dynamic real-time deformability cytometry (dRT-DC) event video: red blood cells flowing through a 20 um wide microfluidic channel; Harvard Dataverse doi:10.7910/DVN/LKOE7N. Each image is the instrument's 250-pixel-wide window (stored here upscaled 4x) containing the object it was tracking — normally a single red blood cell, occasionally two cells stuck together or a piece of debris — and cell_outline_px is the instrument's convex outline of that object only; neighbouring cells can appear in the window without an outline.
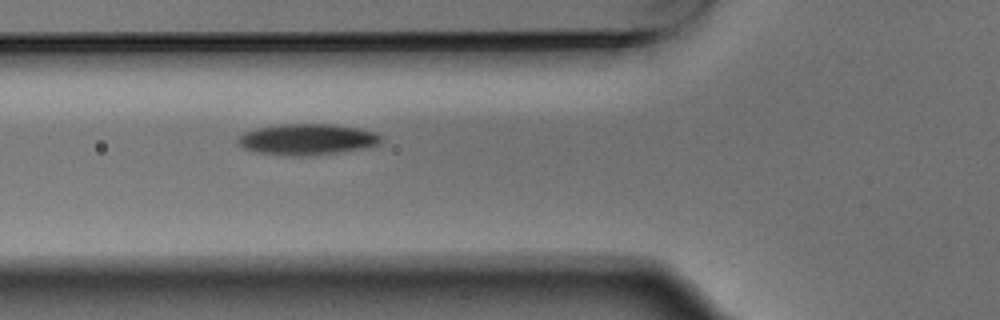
{"species": "Egyptian fruit bat (a non-hibernating species)", "species_latin": "Rousettus aegyptiacus", "temperature_condition": "warm", "stored_images_in_passage": 4, "camera_frame_rate_fps": 3000, "um_per_image_px": 0.085, "animal": {"sex": "male"}, "frame": {"image": 1, "passage_image": 4, "time_ms": 1.0, "image_size_px": [1000, 320], "cell_outline_px": [[384, 140], [380, 144], [372, 148], [316, 156], [288, 156], [252, 152], [236, 144], [236, 136], [244, 132], [256, 128], [280, 124], [332, 124], [360, 128], [376, 132]], "centroid_in_image_um": [26.13, 11.87], "position_along_channel_um": 99.7, "area_um2": 26.93}}